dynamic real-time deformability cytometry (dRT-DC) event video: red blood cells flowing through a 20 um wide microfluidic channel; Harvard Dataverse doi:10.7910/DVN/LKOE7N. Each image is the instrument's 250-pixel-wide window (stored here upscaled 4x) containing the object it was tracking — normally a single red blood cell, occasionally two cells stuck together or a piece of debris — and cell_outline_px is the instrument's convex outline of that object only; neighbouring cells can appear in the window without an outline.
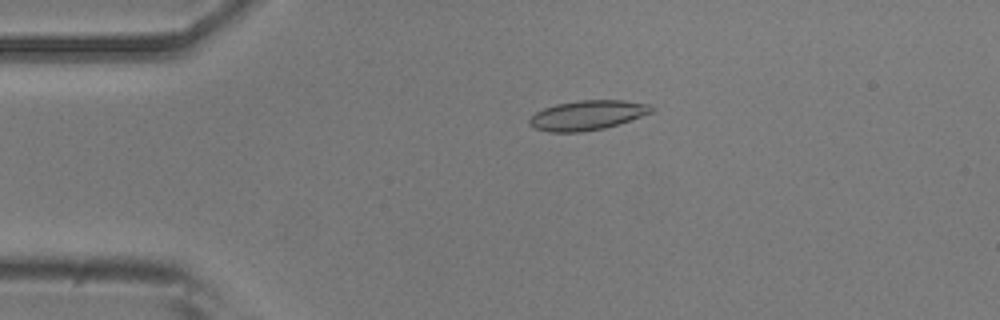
{"species": "common noctule bat (a hibernating species)", "species_latin": "Nyctalus noctula", "temperature_condition": "room temperature", "stored_images_in_passage": 48, "camera_frame_rate_fps": 3000, "um_per_image_px": 0.085, "animal": {"sex": "male", "body_mass_g": 20.5, "forearm_length_mm": 52.5}, "frame": {"image": 1, "passage_image": 7, "time_ms": 2.0, "image_size_px": [1000, 320], "cell_outline_px": [[656, 108], [652, 112], [604, 128], [580, 132], [548, 132], [536, 128], [528, 124], [528, 120], [536, 112], [544, 108], [556, 104], [580, 100], [624, 100], [652, 104]], "centroid_in_image_um": [49.93, 9.78], "position_along_channel_um": 35.1, "area_um2": 20.98}}
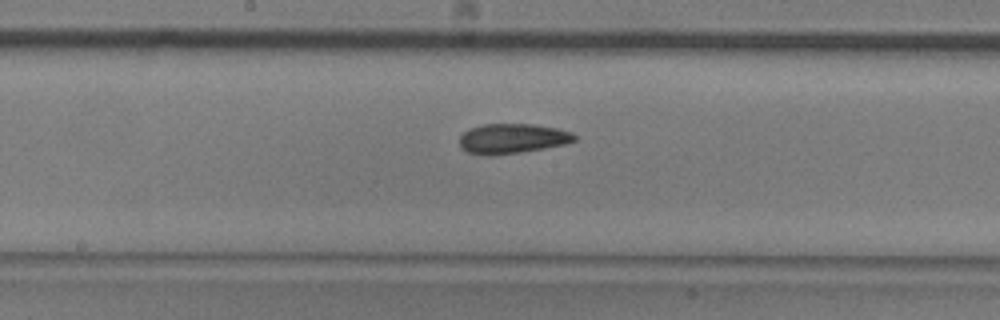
{"frame": {"image": 2, "passage_image": 23, "time_ms": 7.333, "image_size_px": [1000, 320], "cell_outline_px": [[576, 140], [564, 144], [544, 148], [520, 152], [488, 156], [484, 156], [468, 152], [460, 148], [460, 136], [468, 128], [484, 124], [532, 124], [556, 128], [572, 132], [576, 136]], "centroid_in_image_um": [43.51, 11.78], "position_along_channel_um": 204.7, "area_um2": 20.06}}
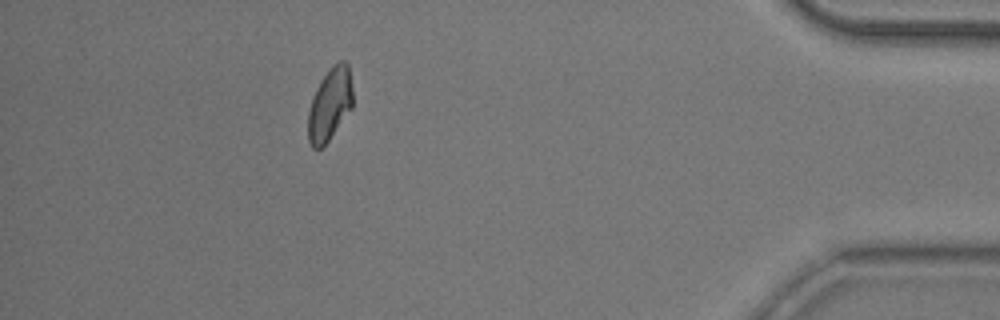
{"frame": {"image": 3, "passage_image": 43, "time_ms": 14.0, "image_size_px": [1000, 320], "cell_outline_px": [[352, 108], [328, 140], [320, 148], [312, 148], [308, 140], [308, 112], [316, 88], [320, 80], [328, 68], [332, 64], [340, 60], [344, 60], [348, 64], [352, 88]], "centroid_in_image_um": [28.03, 8.82], "position_along_channel_um": 407.2, "area_um2": 18.84}, "authors_computed_cell_mechanics": {"area_um2": 19.7098, "velocity_mm_per_s": 3.8309, "shape_relaxation_time_tau1_ms": 5.2216, "shape_relaxation_time_tau2_ms": 2.793, "deformation_change_tau1": 0.1254, "deformation_change_tau2": 0.0798}}